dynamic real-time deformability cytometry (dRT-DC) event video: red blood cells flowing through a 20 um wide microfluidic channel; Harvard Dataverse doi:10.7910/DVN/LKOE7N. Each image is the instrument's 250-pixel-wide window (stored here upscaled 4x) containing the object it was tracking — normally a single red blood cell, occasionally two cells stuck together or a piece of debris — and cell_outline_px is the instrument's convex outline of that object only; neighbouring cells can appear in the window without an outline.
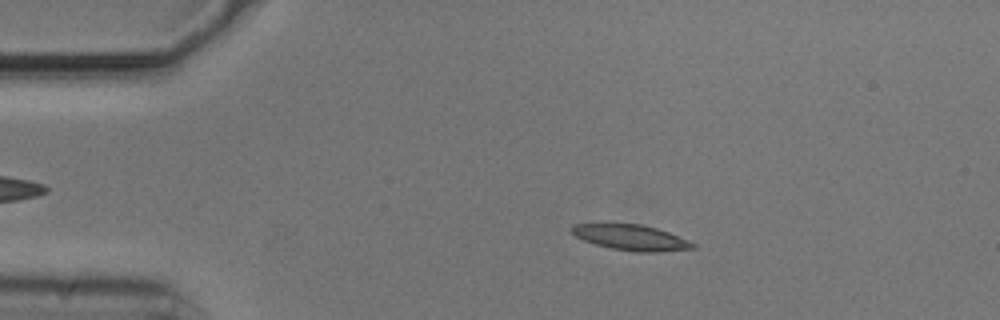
{"species": "common noctule bat (a hibernating species)", "species_latin": "Nyctalus noctula", "temperature_condition": "cold", "stored_images_in_passage": 54, "camera_frame_rate_fps": 3000, "um_per_image_px": 0.085, "animal": {"sex": "male", "body_mass_g": 20.5, "forearm_length_mm": 52.5}, "frame": {"image": 1, "passage_image": 10, "time_ms": 3.0, "image_size_px": [1000, 320], "cell_outline_px": [[696, 248], [660, 252], [636, 252], [612, 248], [596, 244], [584, 240], [576, 236], [572, 232], [572, 224], [600, 220], [608, 220], [640, 224], [656, 228], [668, 232], [688, 240], [696, 244]], "centroid_in_image_um": [53.55, 20.12], "position_along_channel_um": 31.4, "area_um2": 18.9}}
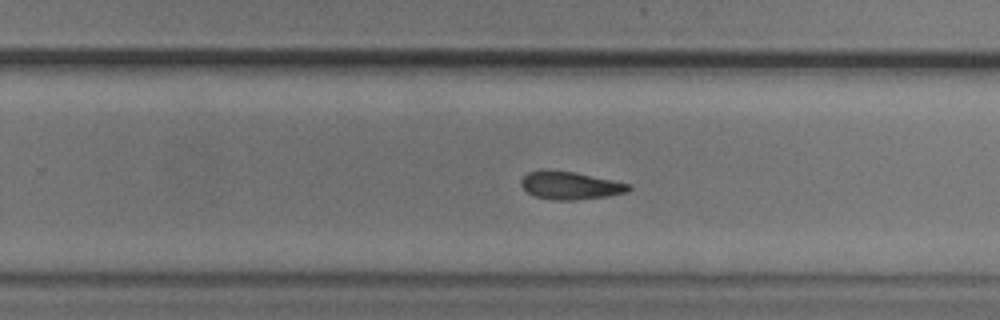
{"frame": {"image": 2, "passage_image": 34, "time_ms": 11.0, "image_size_px": [1000, 320], "cell_outline_px": [[632, 188], [628, 192], [608, 196], [576, 200], [552, 200], [536, 196], [528, 192], [520, 184], [520, 180], [528, 172], [572, 172], [632, 184]], "centroid_in_image_um": [48.54, 15.8], "position_along_channel_um": 281.3, "area_um2": 16.94}}
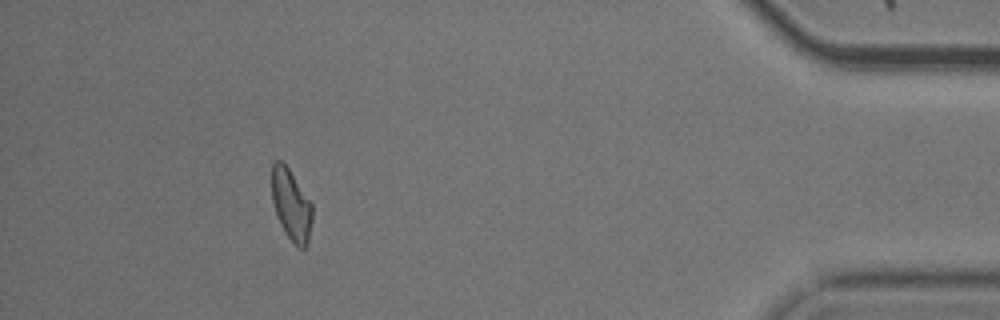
{"frame": {"image": 3, "passage_image": 49, "time_ms": 16.0, "image_size_px": [1000, 320], "cell_outline_px": [[312, 220], [308, 244], [304, 248], [300, 248], [284, 232], [276, 216], [272, 200], [272, 164], [276, 160], [280, 160], [288, 168], [312, 204]], "centroid_in_image_um": [24.75, 17.43], "position_along_channel_um": 410.5, "area_um2": 16.65}}